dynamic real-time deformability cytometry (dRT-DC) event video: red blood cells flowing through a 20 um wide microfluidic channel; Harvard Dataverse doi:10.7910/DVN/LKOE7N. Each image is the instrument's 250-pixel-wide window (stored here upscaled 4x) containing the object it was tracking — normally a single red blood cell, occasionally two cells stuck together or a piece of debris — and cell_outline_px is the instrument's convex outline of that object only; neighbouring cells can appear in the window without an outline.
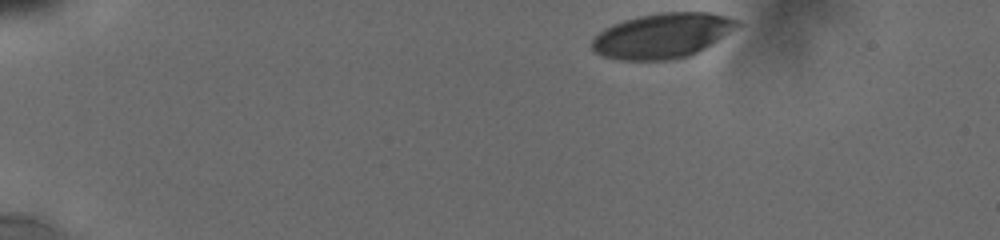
{"species": "human", "species_latin": "Homo sapiens", "temperature_condition": "cold", "stored_images_in_passage": 33, "camera_frame_rate_fps": 3000, "um_per_image_px": 0.085, "donor": {"sex": "male"}, "frame": {"image": 1, "passage_image": 1, "time_ms": 0.0, "image_size_px": [1000, 240], "cell_outline_px": [[740, 24], [712, 44], [688, 56], [672, 60], [620, 60], [604, 56], [596, 52], [592, 48], [592, 40], [604, 28], [612, 24], [624, 20], [640, 16], [660, 12], [712, 12], [736, 20]], "centroid_in_image_um": [56.27, 3.03], "position_along_channel_um": 28.7, "area_um2": 37.69}}
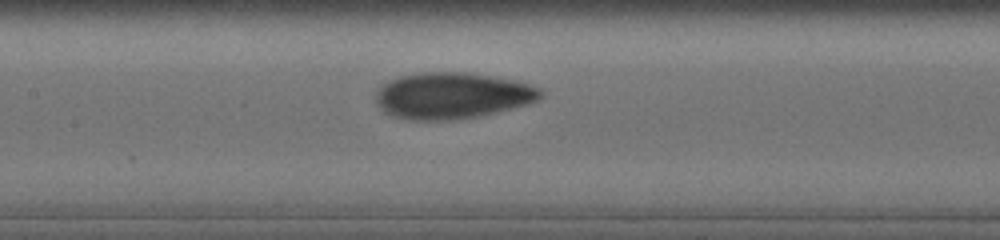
{"frame": {"image": 2, "passage_image": 15, "time_ms": 6.333, "image_size_px": [1000, 240], "cell_outline_px": [[544, 96], [536, 100], [524, 104], [496, 112], [480, 116], [452, 120], [412, 120], [396, 116], [384, 112], [380, 108], [376, 100], [376, 92], [380, 84], [388, 80], [400, 76], [420, 72], [468, 72], [516, 80], [540, 88], [544, 92]], "centroid_in_image_um": [38.41, 8.11], "position_along_channel_um": 169.0, "area_um2": 44.56}}
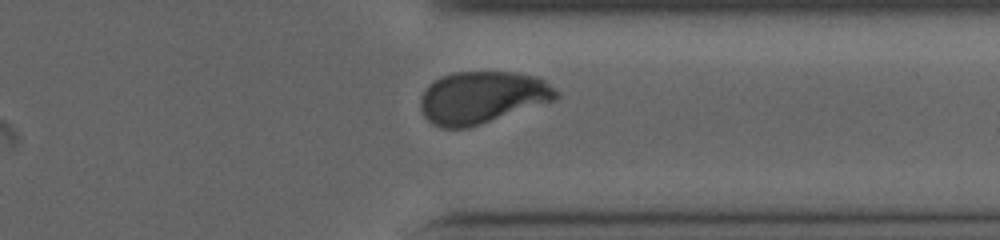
{"frame": {"image": 3, "passage_image": 30, "time_ms": 11.667, "image_size_px": [1000, 240], "cell_outline_px": [[560, 96], [556, 100], [468, 128], [440, 128], [432, 124], [424, 116], [420, 108], [420, 96], [428, 84], [440, 76], [452, 72], [516, 72], [536, 76], [544, 80], [560, 92]], "centroid_in_image_um": [40.97, 8.27], "position_along_channel_um": 370.4, "area_um2": 41.67}, "authors_computed_cell_mechanics": {"area_um2": 42.0784, "velocity_mm_per_s": 3.7873, "shape_relaxation_time_tau1_ms": 4.52, "shape_relaxation_time_tau2_ms": 1.0591, "deformation_change_tau1": 0.1642, "deformation_change_tau2": 0.0604}}